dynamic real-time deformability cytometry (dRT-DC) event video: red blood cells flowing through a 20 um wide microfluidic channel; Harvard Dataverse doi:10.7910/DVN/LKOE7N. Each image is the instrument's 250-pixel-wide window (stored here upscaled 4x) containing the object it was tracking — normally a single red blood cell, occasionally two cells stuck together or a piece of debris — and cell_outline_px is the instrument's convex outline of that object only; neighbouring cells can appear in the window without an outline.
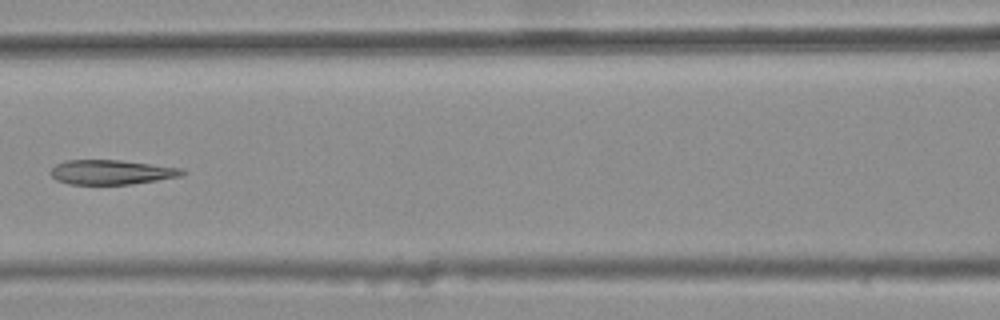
{"species": "common noctule bat (a hibernating species)", "species_latin": "Nyctalus noctula", "temperature_condition": "warm", "stored_images_in_passage": 9, "camera_frame_rate_fps": 3000, "um_per_image_px": 0.085, "animal": {"sex": "female", "body_mass_g": 25.1}, "frame": {"image": 1, "passage_image": 7, "time_ms": 2.0, "image_size_px": [1000, 320], "cell_outline_px": [[188, 172], [180, 176], [132, 184], [68, 184], [56, 180], [48, 172], [56, 164], [64, 160], [120, 160], [184, 168]], "centroid_in_image_um": [9.47, 14.63], "position_along_channel_um": 157.1, "area_um2": 18.96}}
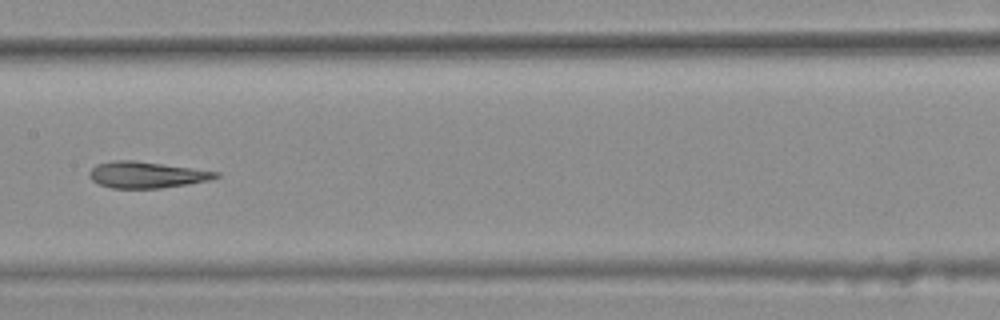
{"frame": {"image": 2, "passage_image": 8, "time_ms": 2.333, "image_size_px": [1000, 320], "cell_outline_px": [[220, 176], [208, 180], [188, 184], [160, 188], [112, 188], [100, 184], [92, 180], [88, 176], [88, 172], [96, 164], [112, 160], [136, 160], [220, 172]], "centroid_in_image_um": [12.43, 14.85], "position_along_channel_um": 195.0, "area_um2": 19.42}}
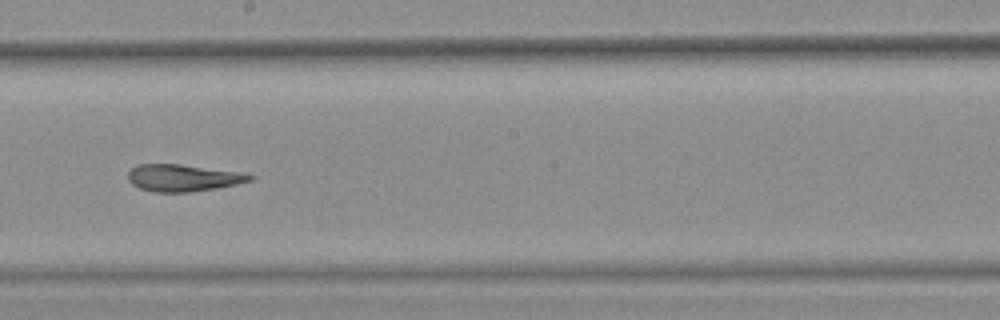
{"frame": {"image": 3, "passage_image": 9, "time_ms": 2.667, "image_size_px": [1000, 320], "cell_outline_px": [[256, 176], [252, 180], [236, 184], [216, 188], [188, 192], [152, 192], [140, 188], [132, 184], [128, 180], [128, 172], [136, 164], [180, 164], [244, 172]], "centroid_in_image_um": [15.57, 15.11], "position_along_channel_um": 232.6, "area_um2": 19.31}}